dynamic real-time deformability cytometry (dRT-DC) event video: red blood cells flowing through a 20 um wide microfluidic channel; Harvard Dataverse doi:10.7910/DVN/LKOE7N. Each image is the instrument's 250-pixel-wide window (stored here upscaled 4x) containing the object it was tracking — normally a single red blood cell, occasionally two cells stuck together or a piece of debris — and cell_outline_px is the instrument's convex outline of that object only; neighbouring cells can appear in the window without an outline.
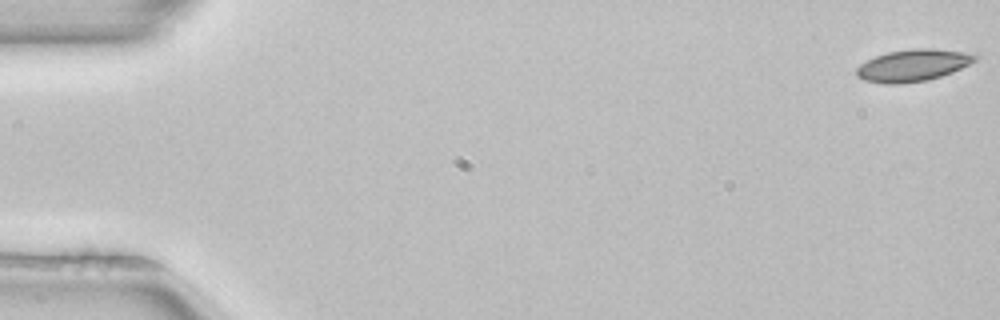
{"species": "common noctule bat (a hibernating species)", "species_latin": "Nyctalus noctula", "temperature_condition": "room temperature", "stored_images_in_passage": 11, "camera_frame_rate_fps": 3000, "um_per_image_px": 0.085, "animal": {"sex": "female", "body_mass_g": 22.7, "forearm_length_mm": 54.2}, "frame": {"image": 1, "passage_image": 1, "time_ms": 0.0, "image_size_px": [1000, 320], "cell_outline_px": [[980, 56], [976, 60], [952, 72], [928, 80], [900, 84], [884, 84], [864, 80], [856, 76], [856, 68], [860, 64], [876, 56], [888, 52], [912, 48], [932, 48], [964, 52]], "centroid_in_image_um": [77.57, 5.56], "position_along_channel_um": 7.4, "area_um2": 22.02}}